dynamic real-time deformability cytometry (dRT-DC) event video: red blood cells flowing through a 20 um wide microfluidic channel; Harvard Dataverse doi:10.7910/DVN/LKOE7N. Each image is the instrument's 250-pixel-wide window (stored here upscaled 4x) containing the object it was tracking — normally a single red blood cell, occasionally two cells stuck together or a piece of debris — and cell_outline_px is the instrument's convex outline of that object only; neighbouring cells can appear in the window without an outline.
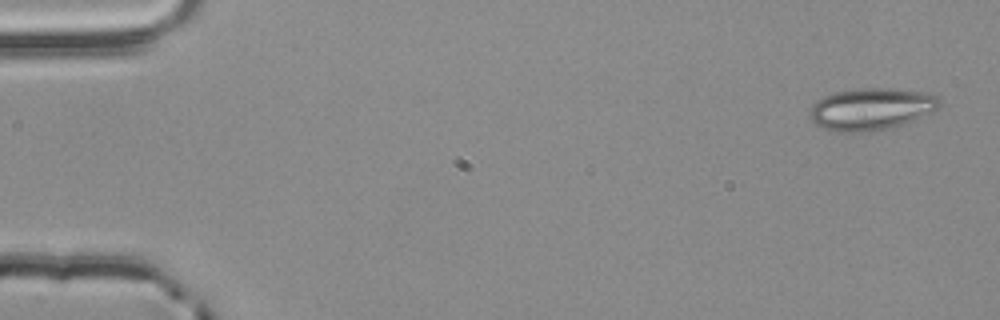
{"species": "common noctule bat (a hibernating species)", "species_latin": "Nyctalus noctula", "temperature_condition": "room temperature", "stored_images_in_passage": 4, "camera_frame_rate_fps": 3000, "um_per_image_px": 0.085, "animal": {"sex": "male", "body_mass_g": 20.4}, "frame": {"image": 1, "passage_image": 1, "time_ms": 0.0, "image_size_px": [1000, 320], "cell_outline_px": [[940, 108], [932, 112], [912, 120], [888, 128], [868, 132], [832, 132], [816, 124], [812, 120], [812, 104], [824, 96], [836, 92], [856, 88], [888, 88], [920, 92], [940, 96]], "centroid_in_image_um": [74.06, 9.26], "position_along_channel_um": 10.9, "area_um2": 31.5}}
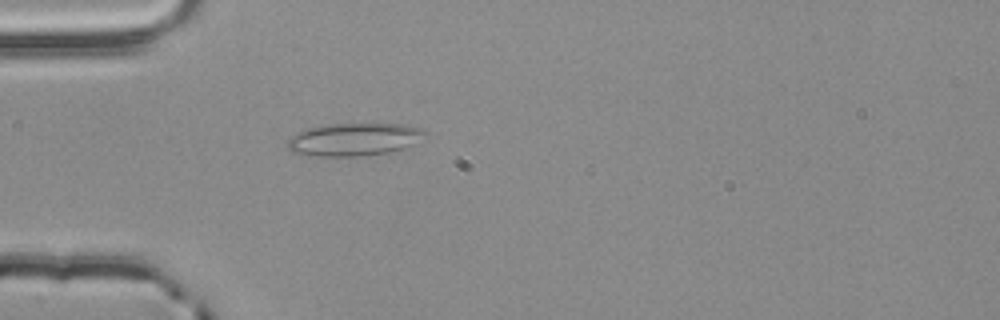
{"frame": {"image": 2, "passage_image": 4, "time_ms": 1.0, "image_size_px": [1000, 320], "cell_outline_px": [[428, 136], [404, 148], [388, 152], [356, 156], [320, 156], [292, 152], [288, 148], [288, 140], [296, 132], [308, 128], [328, 124], [408, 124], [420, 128]], "centroid_in_image_um": [30.11, 11.84], "position_along_channel_um": 54.9, "area_um2": 26.07}}